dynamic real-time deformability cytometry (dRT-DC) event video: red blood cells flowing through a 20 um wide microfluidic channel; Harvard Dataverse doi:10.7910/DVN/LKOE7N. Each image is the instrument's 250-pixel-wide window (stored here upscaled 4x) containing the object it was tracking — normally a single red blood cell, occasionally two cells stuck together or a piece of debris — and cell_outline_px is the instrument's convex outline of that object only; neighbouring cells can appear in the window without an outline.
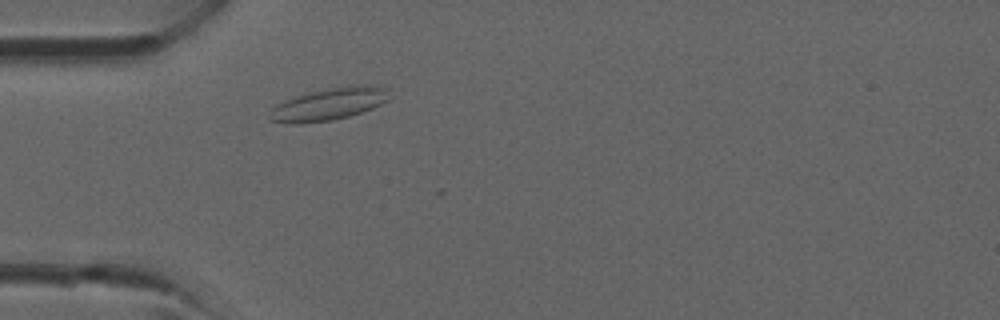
{"species": "common noctule bat (a hibernating species)", "species_latin": "Nyctalus noctula", "temperature_condition": "room temperature", "stored_images_in_passage": 30, "camera_frame_rate_fps": 3000, "um_per_image_px": 0.085, "animal": {"sex": "male", "forearm_length_mm": 52.5}, "frame": {"image": 1, "passage_image": 2, "time_ms": 0.333, "image_size_px": [1000, 320], "cell_outline_px": [[388, 100], [372, 108], [348, 116], [332, 120], [300, 124], [296, 124], [268, 120], [268, 116], [272, 108], [276, 104], [308, 92], [348, 84], [376, 84], [388, 88]], "centroid_in_image_um": [27.98, 8.82], "position_along_channel_um": 57.0, "area_um2": 22.72}}
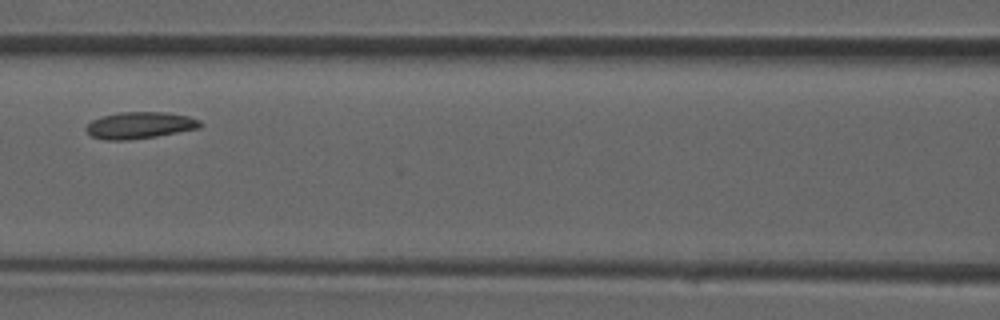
{"frame": {"image": 2, "passage_image": 8, "time_ms": 2.333, "image_size_px": [1000, 320], "cell_outline_px": [[204, 124], [200, 128], [156, 136], [128, 140], [104, 140], [92, 136], [84, 128], [92, 120], [100, 116], [120, 112], [168, 112], [188, 116], [200, 120]], "centroid_in_image_um": [11.89, 10.64], "position_along_channel_um": 154.7, "area_um2": 17.86}}
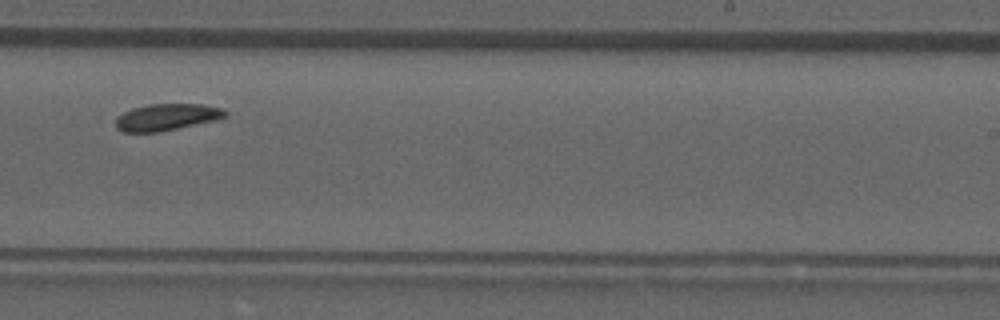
{"frame": {"image": 3, "passage_image": 15, "time_ms": 4.667, "image_size_px": [1000, 320], "cell_outline_px": [[228, 116], [212, 120], [160, 132], [124, 132], [116, 128], [116, 116], [132, 108], [148, 104], [204, 104], [224, 108], [228, 112]], "centroid_in_image_um": [14.16, 9.94], "position_along_channel_um": 274.8, "area_um2": 17.05}}